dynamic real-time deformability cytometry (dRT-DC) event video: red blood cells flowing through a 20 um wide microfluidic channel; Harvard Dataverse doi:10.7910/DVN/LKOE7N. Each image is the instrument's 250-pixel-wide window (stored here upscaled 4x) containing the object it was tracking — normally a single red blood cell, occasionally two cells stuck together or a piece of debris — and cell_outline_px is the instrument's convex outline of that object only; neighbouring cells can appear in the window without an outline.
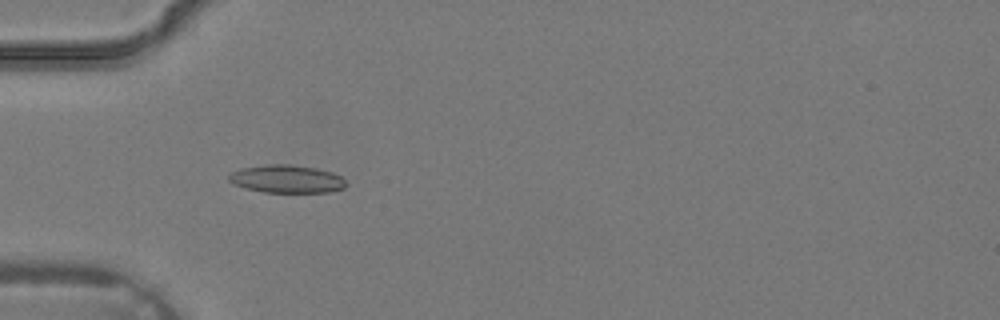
{"species": "common noctule bat (a hibernating species)", "species_latin": "Nyctalus noctula", "temperature_condition": "warm", "stored_images_in_passage": 4, "camera_frame_rate_fps": 3000, "um_per_image_px": 0.085, "animal": {"sex": "male", "body_mass_g": 19.2, "forearm_length_mm": 51.8}, "frame": {"image": 1, "passage_image": 4, "time_ms": 1.0, "image_size_px": [1000, 320], "cell_outline_px": [[348, 184], [344, 188], [328, 192], [264, 192], [244, 188], [232, 184], [228, 180], [228, 176], [232, 172], [240, 168], [268, 164], [288, 164], [316, 168], [332, 172], [340, 176]], "centroid_in_image_um": [24.35, 15.21], "position_along_channel_um": 60.7, "area_um2": 19.13}}